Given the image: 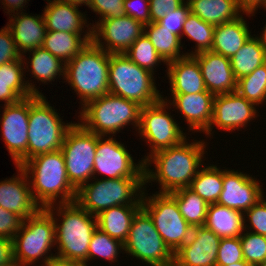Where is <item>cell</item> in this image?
Wrapping results in <instances>:
<instances>
[{
    "label": "cell",
    "mask_w": 266,
    "mask_h": 266,
    "mask_svg": "<svg viewBox=\"0 0 266 266\" xmlns=\"http://www.w3.org/2000/svg\"><path fill=\"white\" fill-rule=\"evenodd\" d=\"M22 221L18 215L0 207V236L12 240L18 232Z\"/></svg>",
    "instance_id": "c3c4849f"
},
{
    "label": "cell",
    "mask_w": 266,
    "mask_h": 266,
    "mask_svg": "<svg viewBox=\"0 0 266 266\" xmlns=\"http://www.w3.org/2000/svg\"><path fill=\"white\" fill-rule=\"evenodd\" d=\"M97 135L96 155L94 160L93 178L96 173L105 175L101 179L144 178V161L137 165L133 157L113 136L104 138Z\"/></svg>",
    "instance_id": "5bb4252c"
},
{
    "label": "cell",
    "mask_w": 266,
    "mask_h": 266,
    "mask_svg": "<svg viewBox=\"0 0 266 266\" xmlns=\"http://www.w3.org/2000/svg\"><path fill=\"white\" fill-rule=\"evenodd\" d=\"M46 266H88L85 262L53 256Z\"/></svg>",
    "instance_id": "db71d44e"
},
{
    "label": "cell",
    "mask_w": 266,
    "mask_h": 266,
    "mask_svg": "<svg viewBox=\"0 0 266 266\" xmlns=\"http://www.w3.org/2000/svg\"><path fill=\"white\" fill-rule=\"evenodd\" d=\"M266 62V49L257 37L253 35L248 41L230 58L231 68L235 78L250 74L258 66Z\"/></svg>",
    "instance_id": "1f68e13d"
},
{
    "label": "cell",
    "mask_w": 266,
    "mask_h": 266,
    "mask_svg": "<svg viewBox=\"0 0 266 266\" xmlns=\"http://www.w3.org/2000/svg\"><path fill=\"white\" fill-rule=\"evenodd\" d=\"M29 0H2V5L5 8L6 13L11 15L10 13L15 14L20 13L23 10V7L28 3ZM27 2V3H26ZM22 9V10H21Z\"/></svg>",
    "instance_id": "f5cc1de1"
},
{
    "label": "cell",
    "mask_w": 266,
    "mask_h": 266,
    "mask_svg": "<svg viewBox=\"0 0 266 266\" xmlns=\"http://www.w3.org/2000/svg\"><path fill=\"white\" fill-rule=\"evenodd\" d=\"M64 2H68L70 4H74V5H77L79 7L82 6V4H84L85 6H88L90 0H62ZM81 5V6H80Z\"/></svg>",
    "instance_id": "11a10c76"
},
{
    "label": "cell",
    "mask_w": 266,
    "mask_h": 266,
    "mask_svg": "<svg viewBox=\"0 0 266 266\" xmlns=\"http://www.w3.org/2000/svg\"><path fill=\"white\" fill-rule=\"evenodd\" d=\"M16 168L17 176L0 181V207L25 220L41 208L33 198L27 174L20 166Z\"/></svg>",
    "instance_id": "ffe728a7"
},
{
    "label": "cell",
    "mask_w": 266,
    "mask_h": 266,
    "mask_svg": "<svg viewBox=\"0 0 266 266\" xmlns=\"http://www.w3.org/2000/svg\"><path fill=\"white\" fill-rule=\"evenodd\" d=\"M189 188L209 204L217 203L223 190V169L216 165L201 167Z\"/></svg>",
    "instance_id": "e575fe53"
},
{
    "label": "cell",
    "mask_w": 266,
    "mask_h": 266,
    "mask_svg": "<svg viewBox=\"0 0 266 266\" xmlns=\"http://www.w3.org/2000/svg\"><path fill=\"white\" fill-rule=\"evenodd\" d=\"M166 65L171 94H194L207 90L199 64L192 55L170 61Z\"/></svg>",
    "instance_id": "cb8c5ba5"
},
{
    "label": "cell",
    "mask_w": 266,
    "mask_h": 266,
    "mask_svg": "<svg viewBox=\"0 0 266 266\" xmlns=\"http://www.w3.org/2000/svg\"><path fill=\"white\" fill-rule=\"evenodd\" d=\"M3 109L1 135L15 165L21 166L27 161L29 97Z\"/></svg>",
    "instance_id": "2e32d148"
},
{
    "label": "cell",
    "mask_w": 266,
    "mask_h": 266,
    "mask_svg": "<svg viewBox=\"0 0 266 266\" xmlns=\"http://www.w3.org/2000/svg\"><path fill=\"white\" fill-rule=\"evenodd\" d=\"M246 218L250 224L246 225ZM244 229L245 231L253 229L249 232L266 236V199L264 196L244 213Z\"/></svg>",
    "instance_id": "7bdbcfd3"
},
{
    "label": "cell",
    "mask_w": 266,
    "mask_h": 266,
    "mask_svg": "<svg viewBox=\"0 0 266 266\" xmlns=\"http://www.w3.org/2000/svg\"><path fill=\"white\" fill-rule=\"evenodd\" d=\"M46 1L42 15L47 31L80 33L88 42L92 41V27L87 25L86 14L79 11L77 5L62 0ZM84 26L88 29L86 32L83 30Z\"/></svg>",
    "instance_id": "603a6c76"
},
{
    "label": "cell",
    "mask_w": 266,
    "mask_h": 266,
    "mask_svg": "<svg viewBox=\"0 0 266 266\" xmlns=\"http://www.w3.org/2000/svg\"><path fill=\"white\" fill-rule=\"evenodd\" d=\"M10 28L6 25L0 29V65L21 58Z\"/></svg>",
    "instance_id": "bcb514c9"
},
{
    "label": "cell",
    "mask_w": 266,
    "mask_h": 266,
    "mask_svg": "<svg viewBox=\"0 0 266 266\" xmlns=\"http://www.w3.org/2000/svg\"><path fill=\"white\" fill-rule=\"evenodd\" d=\"M221 238L205 226L194 227L174 254L173 266H216Z\"/></svg>",
    "instance_id": "d6986e66"
},
{
    "label": "cell",
    "mask_w": 266,
    "mask_h": 266,
    "mask_svg": "<svg viewBox=\"0 0 266 266\" xmlns=\"http://www.w3.org/2000/svg\"><path fill=\"white\" fill-rule=\"evenodd\" d=\"M13 259L12 240L0 236V264L9 263Z\"/></svg>",
    "instance_id": "816d5d0a"
},
{
    "label": "cell",
    "mask_w": 266,
    "mask_h": 266,
    "mask_svg": "<svg viewBox=\"0 0 266 266\" xmlns=\"http://www.w3.org/2000/svg\"><path fill=\"white\" fill-rule=\"evenodd\" d=\"M236 92L256 106L266 103V62L237 80Z\"/></svg>",
    "instance_id": "74e56055"
},
{
    "label": "cell",
    "mask_w": 266,
    "mask_h": 266,
    "mask_svg": "<svg viewBox=\"0 0 266 266\" xmlns=\"http://www.w3.org/2000/svg\"><path fill=\"white\" fill-rule=\"evenodd\" d=\"M55 245L56 232L53 216L45 208H41L22 221L18 232L13 237V260L19 266H32L36 265L41 258L44 260L41 266H46L47 262L56 255L52 253L47 256Z\"/></svg>",
    "instance_id": "8992f818"
},
{
    "label": "cell",
    "mask_w": 266,
    "mask_h": 266,
    "mask_svg": "<svg viewBox=\"0 0 266 266\" xmlns=\"http://www.w3.org/2000/svg\"><path fill=\"white\" fill-rule=\"evenodd\" d=\"M0 266H19L13 259L9 263L0 264Z\"/></svg>",
    "instance_id": "680465c9"
},
{
    "label": "cell",
    "mask_w": 266,
    "mask_h": 266,
    "mask_svg": "<svg viewBox=\"0 0 266 266\" xmlns=\"http://www.w3.org/2000/svg\"><path fill=\"white\" fill-rule=\"evenodd\" d=\"M141 108L134 101L107 93L81 108L80 124L89 132L104 137L113 136L130 124L138 130Z\"/></svg>",
    "instance_id": "5b68a950"
},
{
    "label": "cell",
    "mask_w": 266,
    "mask_h": 266,
    "mask_svg": "<svg viewBox=\"0 0 266 266\" xmlns=\"http://www.w3.org/2000/svg\"><path fill=\"white\" fill-rule=\"evenodd\" d=\"M244 260L240 237L221 238L216 266H227Z\"/></svg>",
    "instance_id": "b9f144b4"
},
{
    "label": "cell",
    "mask_w": 266,
    "mask_h": 266,
    "mask_svg": "<svg viewBox=\"0 0 266 266\" xmlns=\"http://www.w3.org/2000/svg\"><path fill=\"white\" fill-rule=\"evenodd\" d=\"M184 3L183 0H149L150 23L159 21L165 14L178 9Z\"/></svg>",
    "instance_id": "681fc988"
},
{
    "label": "cell",
    "mask_w": 266,
    "mask_h": 266,
    "mask_svg": "<svg viewBox=\"0 0 266 266\" xmlns=\"http://www.w3.org/2000/svg\"><path fill=\"white\" fill-rule=\"evenodd\" d=\"M262 29H263V32L261 33L260 36H257V38L259 39V41L261 42V44L266 49V24H265V26Z\"/></svg>",
    "instance_id": "9f6ffc18"
},
{
    "label": "cell",
    "mask_w": 266,
    "mask_h": 266,
    "mask_svg": "<svg viewBox=\"0 0 266 266\" xmlns=\"http://www.w3.org/2000/svg\"><path fill=\"white\" fill-rule=\"evenodd\" d=\"M54 207L55 205H51L45 209L53 216L55 222L58 250L56 256L87 264L90 240L97 229L96 216L84 210L76 201L58 203ZM55 213L61 217V220H57ZM58 221L61 222L57 223Z\"/></svg>",
    "instance_id": "3957f363"
},
{
    "label": "cell",
    "mask_w": 266,
    "mask_h": 266,
    "mask_svg": "<svg viewBox=\"0 0 266 266\" xmlns=\"http://www.w3.org/2000/svg\"><path fill=\"white\" fill-rule=\"evenodd\" d=\"M97 135L78 121L67 131L61 152L65 159L68 180L78 190L93 177Z\"/></svg>",
    "instance_id": "7c38bea8"
},
{
    "label": "cell",
    "mask_w": 266,
    "mask_h": 266,
    "mask_svg": "<svg viewBox=\"0 0 266 266\" xmlns=\"http://www.w3.org/2000/svg\"><path fill=\"white\" fill-rule=\"evenodd\" d=\"M88 43L80 33L47 31L42 47L66 64Z\"/></svg>",
    "instance_id": "4dcf8cb0"
},
{
    "label": "cell",
    "mask_w": 266,
    "mask_h": 266,
    "mask_svg": "<svg viewBox=\"0 0 266 266\" xmlns=\"http://www.w3.org/2000/svg\"><path fill=\"white\" fill-rule=\"evenodd\" d=\"M227 266H254V265L246 262L245 260H242V261L235 262V263L227 265Z\"/></svg>",
    "instance_id": "6f0895ef"
},
{
    "label": "cell",
    "mask_w": 266,
    "mask_h": 266,
    "mask_svg": "<svg viewBox=\"0 0 266 266\" xmlns=\"http://www.w3.org/2000/svg\"><path fill=\"white\" fill-rule=\"evenodd\" d=\"M154 74L139 67L125 54H110L109 93L148 106L161 100Z\"/></svg>",
    "instance_id": "ba28073f"
},
{
    "label": "cell",
    "mask_w": 266,
    "mask_h": 266,
    "mask_svg": "<svg viewBox=\"0 0 266 266\" xmlns=\"http://www.w3.org/2000/svg\"><path fill=\"white\" fill-rule=\"evenodd\" d=\"M143 192L142 207L151 216L157 232L170 251L175 252L190 238L192 227L180 213L176 200L169 193L146 196Z\"/></svg>",
    "instance_id": "8fae6325"
},
{
    "label": "cell",
    "mask_w": 266,
    "mask_h": 266,
    "mask_svg": "<svg viewBox=\"0 0 266 266\" xmlns=\"http://www.w3.org/2000/svg\"><path fill=\"white\" fill-rule=\"evenodd\" d=\"M256 105L240 96L237 92L215 95L213 101V116L209 128L204 132L212 135L213 125L221 130L239 131L247 127L248 122L258 117ZM257 115V116H256Z\"/></svg>",
    "instance_id": "e0dca14e"
},
{
    "label": "cell",
    "mask_w": 266,
    "mask_h": 266,
    "mask_svg": "<svg viewBox=\"0 0 266 266\" xmlns=\"http://www.w3.org/2000/svg\"><path fill=\"white\" fill-rule=\"evenodd\" d=\"M214 25H211L191 12L183 23L181 38L186 35L192 41H195V52H186V55H193L203 51H209L212 48Z\"/></svg>",
    "instance_id": "8d00e7d4"
},
{
    "label": "cell",
    "mask_w": 266,
    "mask_h": 266,
    "mask_svg": "<svg viewBox=\"0 0 266 266\" xmlns=\"http://www.w3.org/2000/svg\"><path fill=\"white\" fill-rule=\"evenodd\" d=\"M23 66L22 57L0 65V101L4 105L16 103L32 95H43L34 84L25 81L23 76L26 68Z\"/></svg>",
    "instance_id": "d4e9b609"
},
{
    "label": "cell",
    "mask_w": 266,
    "mask_h": 266,
    "mask_svg": "<svg viewBox=\"0 0 266 266\" xmlns=\"http://www.w3.org/2000/svg\"><path fill=\"white\" fill-rule=\"evenodd\" d=\"M7 26L21 56L42 47L47 32L43 15L32 16L24 12L11 14Z\"/></svg>",
    "instance_id": "484cf974"
},
{
    "label": "cell",
    "mask_w": 266,
    "mask_h": 266,
    "mask_svg": "<svg viewBox=\"0 0 266 266\" xmlns=\"http://www.w3.org/2000/svg\"><path fill=\"white\" fill-rule=\"evenodd\" d=\"M142 206L118 205L101 211L97 218V228L111 238L124 243L128 237L134 215Z\"/></svg>",
    "instance_id": "f1b7e54d"
},
{
    "label": "cell",
    "mask_w": 266,
    "mask_h": 266,
    "mask_svg": "<svg viewBox=\"0 0 266 266\" xmlns=\"http://www.w3.org/2000/svg\"><path fill=\"white\" fill-rule=\"evenodd\" d=\"M124 0H90L88 8L101 16L99 19L118 18L125 15Z\"/></svg>",
    "instance_id": "ee69618b"
},
{
    "label": "cell",
    "mask_w": 266,
    "mask_h": 266,
    "mask_svg": "<svg viewBox=\"0 0 266 266\" xmlns=\"http://www.w3.org/2000/svg\"><path fill=\"white\" fill-rule=\"evenodd\" d=\"M129 59L136 63L139 67L154 73V68L159 63L167 64L157 53L148 37L143 33L139 36L124 53Z\"/></svg>",
    "instance_id": "f35d334b"
},
{
    "label": "cell",
    "mask_w": 266,
    "mask_h": 266,
    "mask_svg": "<svg viewBox=\"0 0 266 266\" xmlns=\"http://www.w3.org/2000/svg\"><path fill=\"white\" fill-rule=\"evenodd\" d=\"M44 95L29 97L27 160L60 150L67 131L74 123L65 124Z\"/></svg>",
    "instance_id": "9c48e42d"
},
{
    "label": "cell",
    "mask_w": 266,
    "mask_h": 266,
    "mask_svg": "<svg viewBox=\"0 0 266 266\" xmlns=\"http://www.w3.org/2000/svg\"><path fill=\"white\" fill-rule=\"evenodd\" d=\"M109 62L110 54L91 41L65 64L64 79L81 99V108L109 93Z\"/></svg>",
    "instance_id": "277c9868"
},
{
    "label": "cell",
    "mask_w": 266,
    "mask_h": 266,
    "mask_svg": "<svg viewBox=\"0 0 266 266\" xmlns=\"http://www.w3.org/2000/svg\"><path fill=\"white\" fill-rule=\"evenodd\" d=\"M177 202L178 209L192 227L204 226L208 204L189 187L169 193Z\"/></svg>",
    "instance_id": "d590c367"
},
{
    "label": "cell",
    "mask_w": 266,
    "mask_h": 266,
    "mask_svg": "<svg viewBox=\"0 0 266 266\" xmlns=\"http://www.w3.org/2000/svg\"><path fill=\"white\" fill-rule=\"evenodd\" d=\"M119 250L124 251V244L107 233L97 228L90 240L88 248V261L97 257L104 258L109 262H117Z\"/></svg>",
    "instance_id": "ab89813d"
},
{
    "label": "cell",
    "mask_w": 266,
    "mask_h": 266,
    "mask_svg": "<svg viewBox=\"0 0 266 266\" xmlns=\"http://www.w3.org/2000/svg\"><path fill=\"white\" fill-rule=\"evenodd\" d=\"M167 107L171 108L162 98L141 108L140 125L136 131L147 140L151 151L146 157L141 158L143 161L155 152L178 145L186 139V134L172 118L171 113L167 112Z\"/></svg>",
    "instance_id": "4fadbf2b"
},
{
    "label": "cell",
    "mask_w": 266,
    "mask_h": 266,
    "mask_svg": "<svg viewBox=\"0 0 266 266\" xmlns=\"http://www.w3.org/2000/svg\"><path fill=\"white\" fill-rule=\"evenodd\" d=\"M124 253L150 266H173L174 254L157 232L149 213L141 207L133 217Z\"/></svg>",
    "instance_id": "30bf717a"
},
{
    "label": "cell",
    "mask_w": 266,
    "mask_h": 266,
    "mask_svg": "<svg viewBox=\"0 0 266 266\" xmlns=\"http://www.w3.org/2000/svg\"><path fill=\"white\" fill-rule=\"evenodd\" d=\"M192 56L199 64L207 91L214 95L236 92L237 79L232 71L230 58L211 50Z\"/></svg>",
    "instance_id": "44dd1931"
},
{
    "label": "cell",
    "mask_w": 266,
    "mask_h": 266,
    "mask_svg": "<svg viewBox=\"0 0 266 266\" xmlns=\"http://www.w3.org/2000/svg\"><path fill=\"white\" fill-rule=\"evenodd\" d=\"M29 53L32 55V58L30 57L29 59L30 62L24 58L25 56L23 54V63L27 64L26 68L28 71L32 72L31 75H33V78L37 79V81L41 83L51 82L54 81L58 75H63L61 77L64 79L65 63L61 59L55 57L43 47L29 51ZM28 63L31 64L29 66L32 71L29 70Z\"/></svg>",
    "instance_id": "d6a6232c"
},
{
    "label": "cell",
    "mask_w": 266,
    "mask_h": 266,
    "mask_svg": "<svg viewBox=\"0 0 266 266\" xmlns=\"http://www.w3.org/2000/svg\"><path fill=\"white\" fill-rule=\"evenodd\" d=\"M204 226L220 238L240 237L244 232V213L215 204L207 208Z\"/></svg>",
    "instance_id": "83f0119b"
},
{
    "label": "cell",
    "mask_w": 266,
    "mask_h": 266,
    "mask_svg": "<svg viewBox=\"0 0 266 266\" xmlns=\"http://www.w3.org/2000/svg\"><path fill=\"white\" fill-rule=\"evenodd\" d=\"M99 21L92 25V41L109 54H124L144 33V25L127 15Z\"/></svg>",
    "instance_id": "9a60e30c"
},
{
    "label": "cell",
    "mask_w": 266,
    "mask_h": 266,
    "mask_svg": "<svg viewBox=\"0 0 266 266\" xmlns=\"http://www.w3.org/2000/svg\"><path fill=\"white\" fill-rule=\"evenodd\" d=\"M144 34L166 63L186 56V53L180 54L183 47L181 45L182 39L168 29L163 28L158 22L144 25Z\"/></svg>",
    "instance_id": "836d02e7"
},
{
    "label": "cell",
    "mask_w": 266,
    "mask_h": 266,
    "mask_svg": "<svg viewBox=\"0 0 266 266\" xmlns=\"http://www.w3.org/2000/svg\"><path fill=\"white\" fill-rule=\"evenodd\" d=\"M172 100L163 99L178 109L188 123L190 131L205 132L212 121L215 95L209 91L194 94H171Z\"/></svg>",
    "instance_id": "7402d4cb"
},
{
    "label": "cell",
    "mask_w": 266,
    "mask_h": 266,
    "mask_svg": "<svg viewBox=\"0 0 266 266\" xmlns=\"http://www.w3.org/2000/svg\"><path fill=\"white\" fill-rule=\"evenodd\" d=\"M243 258L256 266L266 261V236L247 231L240 236Z\"/></svg>",
    "instance_id": "60d3db41"
},
{
    "label": "cell",
    "mask_w": 266,
    "mask_h": 266,
    "mask_svg": "<svg viewBox=\"0 0 266 266\" xmlns=\"http://www.w3.org/2000/svg\"><path fill=\"white\" fill-rule=\"evenodd\" d=\"M190 13L189 3L185 2L178 9L165 14L163 18L157 21L163 28L168 29L170 32L178 35L181 38L183 23L186 21Z\"/></svg>",
    "instance_id": "f6af8a7d"
},
{
    "label": "cell",
    "mask_w": 266,
    "mask_h": 266,
    "mask_svg": "<svg viewBox=\"0 0 266 266\" xmlns=\"http://www.w3.org/2000/svg\"><path fill=\"white\" fill-rule=\"evenodd\" d=\"M190 12L205 22L217 26L241 16L237 0H191Z\"/></svg>",
    "instance_id": "f546056e"
},
{
    "label": "cell",
    "mask_w": 266,
    "mask_h": 266,
    "mask_svg": "<svg viewBox=\"0 0 266 266\" xmlns=\"http://www.w3.org/2000/svg\"><path fill=\"white\" fill-rule=\"evenodd\" d=\"M206 146L203 140L194 139L190 143L186 138L178 145L150 155L144 161L145 185L151 181L158 182L161 187L159 193H171L189 187L199 168L203 166ZM151 163L155 164V170L149 169Z\"/></svg>",
    "instance_id": "6da1fadb"
},
{
    "label": "cell",
    "mask_w": 266,
    "mask_h": 266,
    "mask_svg": "<svg viewBox=\"0 0 266 266\" xmlns=\"http://www.w3.org/2000/svg\"><path fill=\"white\" fill-rule=\"evenodd\" d=\"M257 179L241 171L223 170V190L217 204L245 213L264 195Z\"/></svg>",
    "instance_id": "ac0fdd59"
},
{
    "label": "cell",
    "mask_w": 266,
    "mask_h": 266,
    "mask_svg": "<svg viewBox=\"0 0 266 266\" xmlns=\"http://www.w3.org/2000/svg\"><path fill=\"white\" fill-rule=\"evenodd\" d=\"M92 179L96 181L77 190L75 200L90 214L96 216L118 205L142 206L144 178Z\"/></svg>",
    "instance_id": "52a82bcc"
},
{
    "label": "cell",
    "mask_w": 266,
    "mask_h": 266,
    "mask_svg": "<svg viewBox=\"0 0 266 266\" xmlns=\"http://www.w3.org/2000/svg\"><path fill=\"white\" fill-rule=\"evenodd\" d=\"M256 266H266V261L264 263H260V264H258Z\"/></svg>",
    "instance_id": "91938a15"
},
{
    "label": "cell",
    "mask_w": 266,
    "mask_h": 266,
    "mask_svg": "<svg viewBox=\"0 0 266 266\" xmlns=\"http://www.w3.org/2000/svg\"><path fill=\"white\" fill-rule=\"evenodd\" d=\"M20 167L28 176L33 198L40 208L76 200L77 190L68 180L61 149L34 156Z\"/></svg>",
    "instance_id": "7a4b0ae2"
},
{
    "label": "cell",
    "mask_w": 266,
    "mask_h": 266,
    "mask_svg": "<svg viewBox=\"0 0 266 266\" xmlns=\"http://www.w3.org/2000/svg\"><path fill=\"white\" fill-rule=\"evenodd\" d=\"M137 1L140 3H138ZM123 4L125 15L141 22L143 25L150 23L149 0H124ZM140 4L142 6H139Z\"/></svg>",
    "instance_id": "7dc6e473"
},
{
    "label": "cell",
    "mask_w": 266,
    "mask_h": 266,
    "mask_svg": "<svg viewBox=\"0 0 266 266\" xmlns=\"http://www.w3.org/2000/svg\"><path fill=\"white\" fill-rule=\"evenodd\" d=\"M266 0H237L238 6L241 11V14H246L248 17L254 16L256 9L259 7H264Z\"/></svg>",
    "instance_id": "f907efd6"
},
{
    "label": "cell",
    "mask_w": 266,
    "mask_h": 266,
    "mask_svg": "<svg viewBox=\"0 0 266 266\" xmlns=\"http://www.w3.org/2000/svg\"><path fill=\"white\" fill-rule=\"evenodd\" d=\"M243 18L241 15L233 21L215 26L211 51L228 58L235 55L252 35Z\"/></svg>",
    "instance_id": "4316f807"
}]
</instances>
